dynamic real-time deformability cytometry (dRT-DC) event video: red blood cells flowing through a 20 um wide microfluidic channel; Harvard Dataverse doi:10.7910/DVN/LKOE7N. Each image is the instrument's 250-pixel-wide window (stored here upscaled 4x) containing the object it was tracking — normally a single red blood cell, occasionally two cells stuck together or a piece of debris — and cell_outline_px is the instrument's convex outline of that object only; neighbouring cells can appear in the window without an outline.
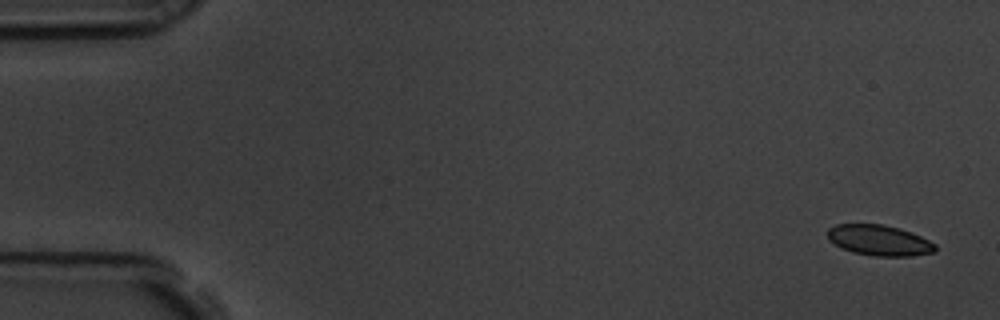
{"species": "common noctule bat (a hibernating species)", "species_latin": "Nyctalus noctula", "temperature_condition": "room temperature", "stored_images_in_passage": 57, "camera_frame_rate_fps": 3000, "um_per_image_px": 0.085, "animal": {"sex": "male", "body_mass_g": 19.5, "forearm_length_mm": 54.6}, "frame": {"image": 1, "passage_image": 1, "time_ms": 0.0, "image_size_px": [1000, 320], "cell_outline_px": [[936, 252], [912, 256], [872, 256], [852, 252], [828, 240], [828, 228], [836, 224], [884, 224], [900, 228], [912, 232], [936, 244]], "centroid_in_image_um": [74.76, 20.42], "position_along_channel_um": 10.2, "area_um2": 19.31}}
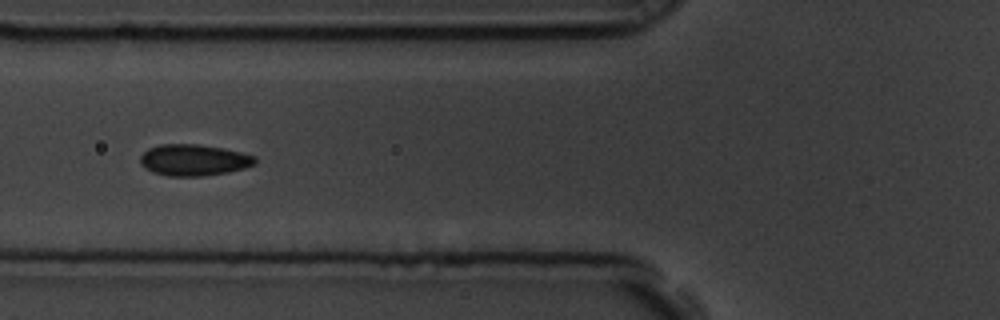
{"frame": {"image": 2, "passage_image": 21, "time_ms": 6.667, "image_size_px": [1000, 320], "cell_outline_px": [[256, 164], [244, 168], [228, 172], [200, 176], [168, 176], [152, 172], [140, 164], [140, 156], [148, 148], [160, 144], [200, 144], [224, 148], [256, 156]], "centroid_in_image_um": [16.47, 13.6], "position_along_channel_um": 109.3, "area_um2": 21.1}}
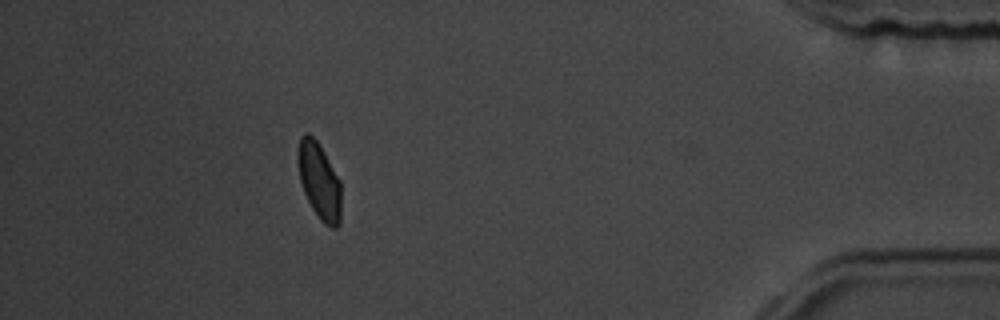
{"frame": {"image": 3, "passage_image": 51, "time_ms": 16.667, "image_size_px": [1000, 320], "cell_outline_px": [[340, 224], [336, 228], [332, 228], [324, 224], [320, 220], [312, 208], [304, 192], [300, 180], [296, 160], [296, 156], [300, 136], [304, 132], [308, 132], [316, 140], [324, 152], [340, 180]], "centroid_in_image_um": [27.11, 15.36], "position_along_channel_um": 408.1, "area_um2": 19.42}, "authors_computed_cell_mechanics": {"area_um2": 20.3456, "velocity_mm_per_s": 3.5237, "shape_relaxation_time_tau1_ms": 3.6898, "shape_relaxation_time_tau2_ms": 0.8953, "deformation_change_tau1": 0.0858, "deformation_change_tau2": 0.0593}}